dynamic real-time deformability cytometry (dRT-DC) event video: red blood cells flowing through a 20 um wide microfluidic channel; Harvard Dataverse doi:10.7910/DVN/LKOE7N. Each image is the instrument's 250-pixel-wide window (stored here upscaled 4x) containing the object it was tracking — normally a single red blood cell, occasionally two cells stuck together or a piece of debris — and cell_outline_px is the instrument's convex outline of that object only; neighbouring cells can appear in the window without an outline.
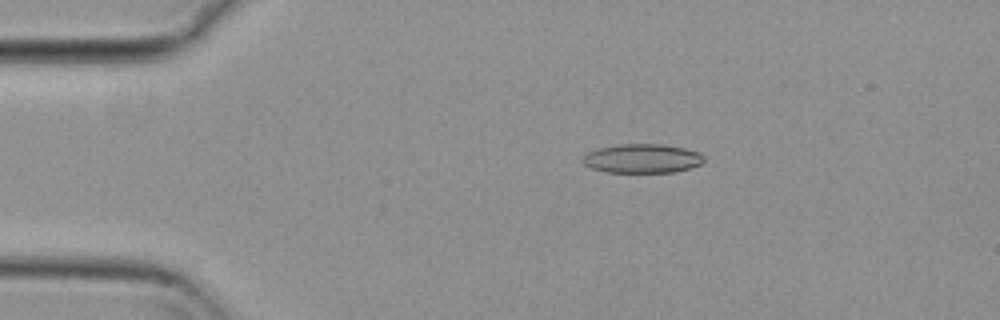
{"species": "common noctule bat (a hibernating species)", "species_latin": "Nyctalus noctula", "temperature_condition": "cold", "stored_images_in_passage": 50, "camera_frame_rate_fps": 3000, "um_per_image_px": 0.085, "animal": {"sex": "female", "body_mass_g": 29.2, "forearm_length_mm": 56.3}, "frame": {"image": 1, "passage_image": 5, "time_ms": 1.333, "image_size_px": [1000, 320], "cell_outline_px": [[704, 160], [700, 164], [692, 168], [676, 172], [604, 172], [592, 168], [584, 164], [584, 156], [588, 152], [600, 148], [620, 144], [664, 144], [684, 148], [700, 152], [704, 156]], "centroid_in_image_um": [54.64, 13.47], "position_along_channel_um": 30.4, "area_um2": 20.52}}
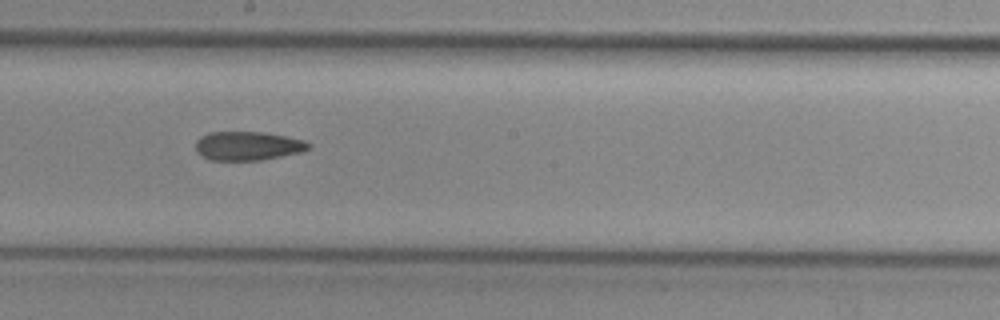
{"frame": {"image": 2, "passage_image": 25, "time_ms": 8.0, "image_size_px": [1000, 320], "cell_outline_px": [[312, 144], [304, 152], [260, 160], [208, 160], [196, 152], [196, 140], [200, 136], [208, 132], [260, 132], [284, 136], [304, 140]], "centroid_in_image_um": [21.04, 12.4], "position_along_channel_um": 227.2, "area_um2": 19.07}}
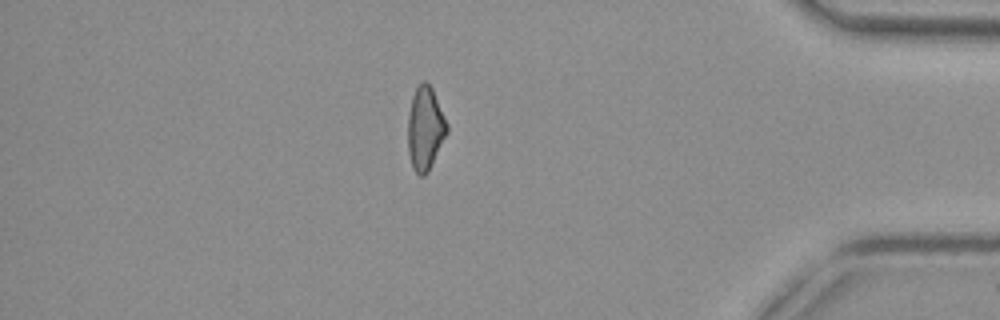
{"frame": {"image": 3, "passage_image": 42, "time_ms": 13.667, "image_size_px": [1000, 320], "cell_outline_px": [[448, 132], [428, 172], [424, 176], [420, 176], [412, 168], [408, 152], [408, 116], [412, 96], [416, 88], [424, 80], [432, 88], [448, 124]], "centroid_in_image_um": [36.14, 10.94], "position_along_channel_um": 399.1, "area_um2": 18.96}, "authors_computed_cell_mechanics": {"area_um2": 19.7676, "velocity_mm_per_s": 3.7268, "shape_relaxation_time_tau1_ms": null, "shape_relaxation_time_tau2_ms": 8.8449, "deformation_change_tau1": null, "deformation_change_tau2": 0.1917}}